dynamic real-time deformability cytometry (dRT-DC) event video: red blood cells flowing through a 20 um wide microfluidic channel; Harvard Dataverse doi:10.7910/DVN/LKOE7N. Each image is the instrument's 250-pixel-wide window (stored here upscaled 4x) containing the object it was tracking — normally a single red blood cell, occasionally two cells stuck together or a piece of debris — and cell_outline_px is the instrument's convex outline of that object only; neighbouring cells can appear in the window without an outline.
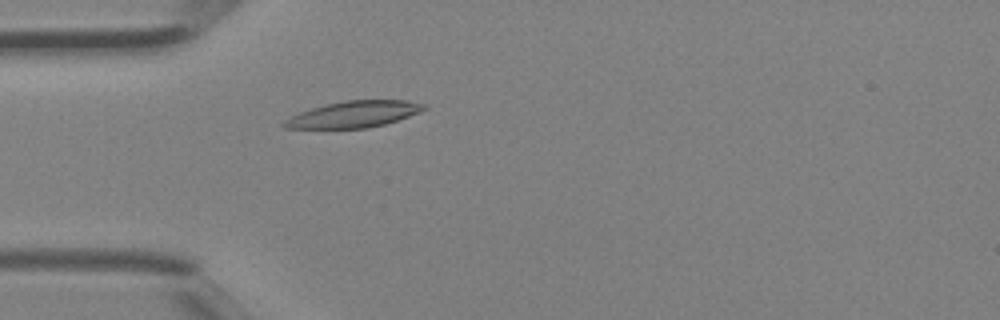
{"species": "Egyptian fruit bat (a non-hibernating species)", "species_latin": "Rousettus aegyptiacus", "temperature_condition": "room temperature", "stored_images_in_passage": 30, "camera_frame_rate_fps": 3000, "um_per_image_px": 0.085, "animal": {"sex": "female"}, "frame": {"image": 1, "passage_image": 1, "time_ms": 0.0, "image_size_px": [1000, 320], "cell_outline_px": [[428, 108], [420, 112], [384, 124], [368, 128], [284, 128], [280, 124], [284, 120], [300, 112], [312, 108], [344, 100], [404, 100], [424, 104]], "centroid_in_image_um": [30.06, 9.71], "position_along_channel_um": 54.9, "area_um2": 21.27}}
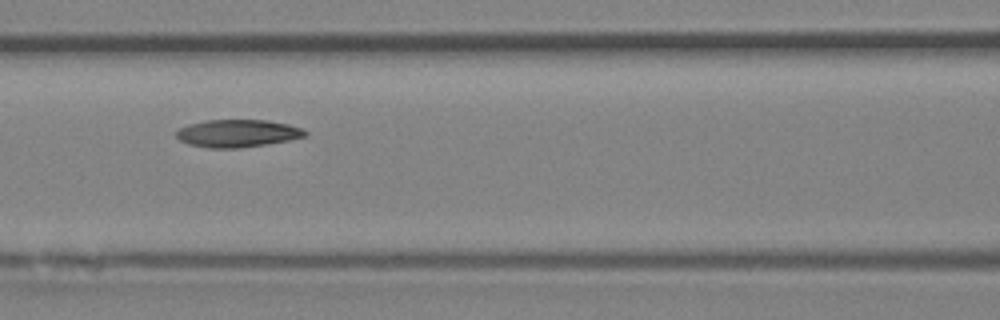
{"frame": {"image": 2, "passage_image": 7, "time_ms": 2.0, "image_size_px": [1000, 320], "cell_outline_px": [[308, 132], [304, 136], [288, 140], [264, 144], [236, 148], [208, 148], [188, 144], [180, 140], [176, 136], [176, 132], [180, 128], [188, 124], [204, 120], [268, 120], [288, 124], [300, 128]], "centroid_in_image_um": [20.14, 11.32], "position_along_channel_um": 146.5, "area_um2": 20.52}}
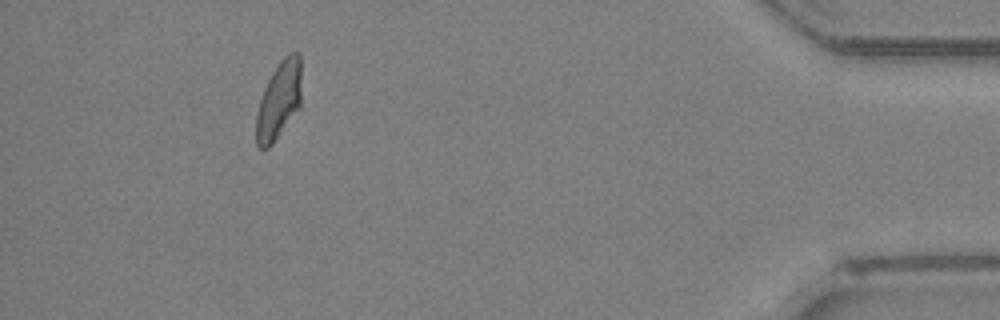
{"frame": {"image": 3, "passage_image": 27, "time_ms": 8.667, "image_size_px": [1000, 320], "cell_outline_px": [[300, 108], [272, 144], [268, 148], [260, 148], [256, 144], [256, 116], [260, 100], [264, 88], [272, 72], [280, 60], [288, 52], [300, 52]], "centroid_in_image_um": [23.71, 8.51], "position_along_channel_um": 411.5, "area_um2": 20.46}}